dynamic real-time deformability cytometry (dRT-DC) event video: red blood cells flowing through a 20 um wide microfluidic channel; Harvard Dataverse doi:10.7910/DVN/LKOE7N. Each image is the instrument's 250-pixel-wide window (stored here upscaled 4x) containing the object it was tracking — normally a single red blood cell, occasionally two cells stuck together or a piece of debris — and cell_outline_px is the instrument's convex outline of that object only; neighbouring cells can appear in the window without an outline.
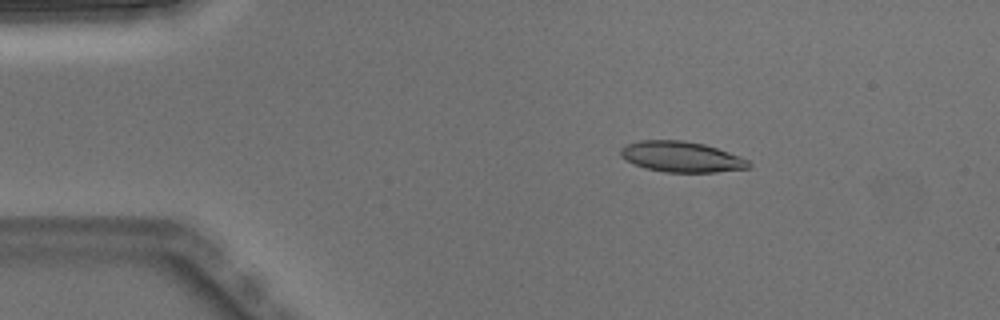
{"species": "Egyptian fruit bat (a non-hibernating species)", "species_latin": "Rousettus aegyptiacus", "temperature_condition": "warm", "stored_images_in_passage": 4, "camera_frame_rate_fps": 3000, "um_per_image_px": 0.085, "animal": {"sex": "male"}, "frame": {"image": 1, "passage_image": 3, "time_ms": 0.667, "image_size_px": [1000, 320], "cell_outline_px": [[752, 164], [748, 168], [716, 172], [664, 172], [644, 168], [620, 156], [620, 148], [624, 144], [640, 140], [684, 140], [704, 144], [740, 156], [748, 160]], "centroid_in_image_um": [57.9, 13.32], "position_along_channel_um": 27.1, "area_um2": 22.89}}